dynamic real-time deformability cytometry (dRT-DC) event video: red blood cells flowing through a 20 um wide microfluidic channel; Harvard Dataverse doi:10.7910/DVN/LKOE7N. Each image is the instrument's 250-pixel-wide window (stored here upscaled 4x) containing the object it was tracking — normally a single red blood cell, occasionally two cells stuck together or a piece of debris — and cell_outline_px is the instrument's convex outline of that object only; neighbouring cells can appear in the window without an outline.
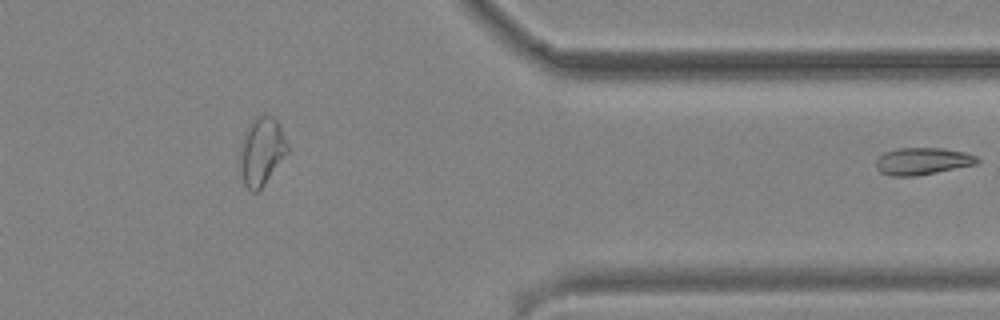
{"species": "common noctule bat (a hibernating species)", "species_latin": "Nyctalus noctula", "temperature_condition": "cold", "stored_images_in_passage": 39, "segment_of_instrument_passage": [2, 2], "camera_frame_rate_fps": 3000, "um_per_image_px": 0.085, "animal": {"sex": "male", "body_mass_g": 19.2, "forearm_length_mm": 51.8}, "frame": {"image": 1, "passage_image": 39, "time_ms": 12.667, "image_size_px": [1000, 320], "cell_outline_px": [[980, 160], [976, 164], [916, 176], [892, 176], [880, 172], [876, 168], [876, 160], [884, 152], [896, 148], [940, 148], [964, 152], [976, 156]], "centroid_in_image_um": [78.38, 13.7], "position_along_channel_um": 333.0, "area_um2": 15.9}}